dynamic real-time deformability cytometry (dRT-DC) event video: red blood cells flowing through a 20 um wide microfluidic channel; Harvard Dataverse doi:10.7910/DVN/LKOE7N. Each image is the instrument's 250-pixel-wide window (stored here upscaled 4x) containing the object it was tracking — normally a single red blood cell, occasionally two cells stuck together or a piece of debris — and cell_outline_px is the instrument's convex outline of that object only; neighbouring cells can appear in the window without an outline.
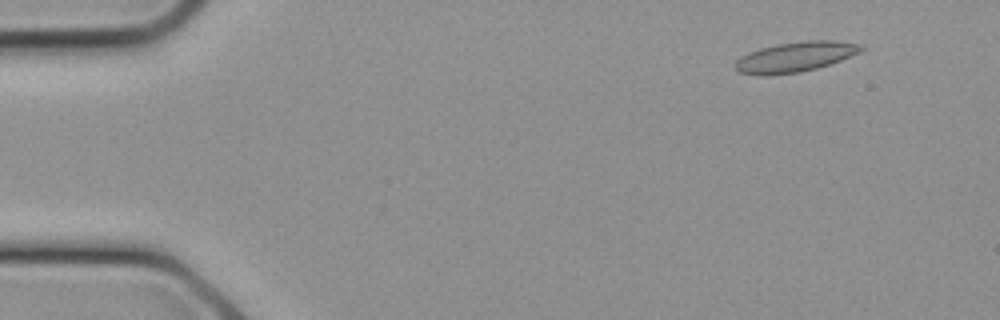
{"species": "common noctule bat (a hibernating species)", "species_latin": "Nyctalus noctula", "temperature_condition": "cold", "stored_images_in_passage": 13, "camera_frame_rate_fps": 3000, "um_per_image_px": 0.085, "animal": {"sex": "female", "body_mass_g": 21.9}, "frame": {"image": 1, "passage_image": 3, "time_ms": 0.667, "image_size_px": [1000, 320], "cell_outline_px": [[864, 48], [860, 52], [840, 60], [816, 68], [800, 72], [768, 76], [760, 76], [736, 72], [736, 60], [740, 56], [760, 48], [776, 44], [808, 40], [832, 40], [864, 44]], "centroid_in_image_um": [67.58, 4.84], "position_along_channel_um": 17.4, "area_um2": 22.2}}
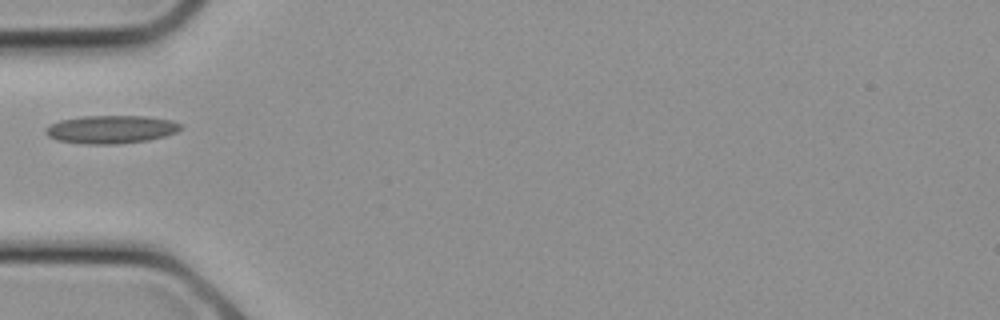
{"frame": {"image": 2, "passage_image": 9, "time_ms": 2.667, "image_size_px": [1000, 320], "cell_outline_px": [[184, 128], [176, 132], [164, 136], [148, 140], [116, 144], [84, 144], [56, 140], [48, 136], [44, 132], [44, 128], [60, 120], [84, 116], [144, 116], [172, 120], [180, 124]], "centroid_in_image_um": [9.43, 11.0], "position_along_channel_um": 75.6, "area_um2": 22.14}}
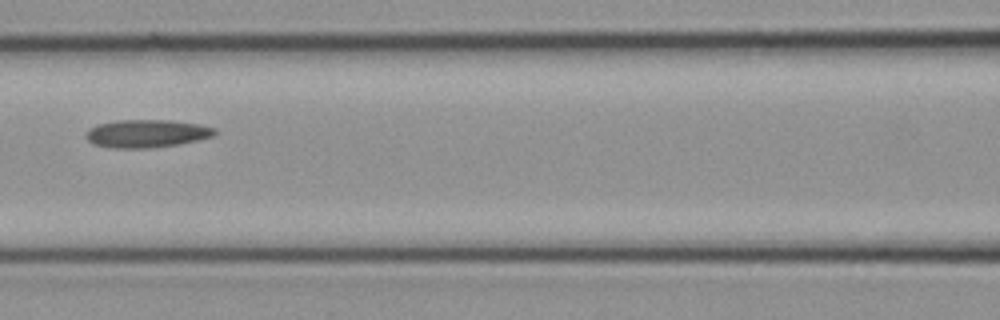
{"frame": {"image": 3, "passage_image": 12, "time_ms": 3.667, "image_size_px": [1000, 320], "cell_outline_px": [[216, 132], [212, 136], [180, 144], [152, 148], [112, 148], [92, 144], [84, 136], [88, 128], [96, 124], [116, 120], [168, 120], [200, 124], [216, 128]], "centroid_in_image_um": [12.42, 11.35], "position_along_channel_um": 154.2, "area_um2": 21.15}}